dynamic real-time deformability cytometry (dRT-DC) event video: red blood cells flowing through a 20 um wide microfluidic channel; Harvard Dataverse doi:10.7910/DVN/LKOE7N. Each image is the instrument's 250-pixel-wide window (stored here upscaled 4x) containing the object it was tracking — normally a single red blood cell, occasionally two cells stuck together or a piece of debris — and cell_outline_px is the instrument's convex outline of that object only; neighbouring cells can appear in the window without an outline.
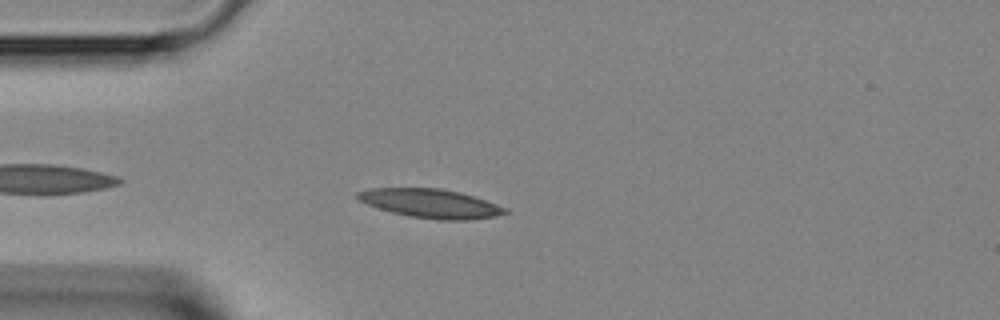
{"species": "Egyptian fruit bat (a non-hibernating species)", "species_latin": "Rousettus aegyptiacus", "temperature_condition": "room temperature", "stored_images_in_passage": 28, "camera_frame_rate_fps": 3000, "um_per_image_px": 0.085, "animal": {"sex": "female"}, "frame": {"image": 1, "passage_image": 4, "time_ms": 1.0, "image_size_px": [1000, 320], "cell_outline_px": [[508, 212], [492, 216], [464, 220], [440, 220], [408, 216], [392, 212], [368, 204], [360, 200], [356, 196], [356, 192], [372, 188], [440, 188], [460, 192], [508, 208]], "centroid_in_image_um": [36.59, 17.29], "position_along_channel_um": 48.4, "area_um2": 24.45}}
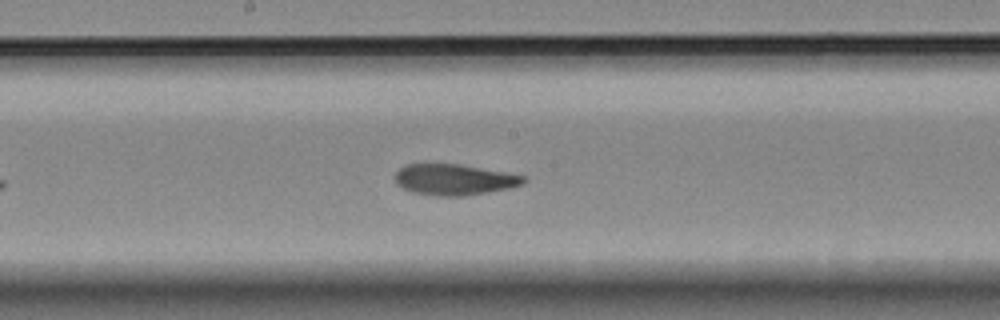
{"frame": {"image": 2, "passage_image": 15, "time_ms": 4.667, "image_size_px": [1000, 320], "cell_outline_px": [[528, 180], [524, 184], [512, 188], [464, 196], [436, 196], [412, 192], [396, 184], [396, 172], [400, 168], [408, 164], [460, 164], [504, 172], [524, 176]], "centroid_in_image_um": [38.64, 15.27], "position_along_channel_um": 209.6, "area_um2": 23.18}}
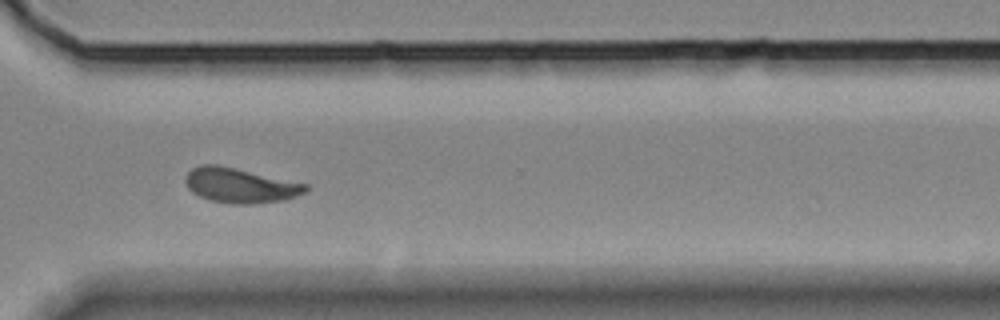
{"frame": {"image": 3, "passage_image": 24, "time_ms": 7.667, "image_size_px": [1000, 320], "cell_outline_px": [[308, 192], [284, 200], [256, 204], [232, 204], [208, 200], [192, 192], [188, 188], [184, 180], [184, 176], [192, 168], [200, 164], [216, 164], [236, 168], [308, 184]], "centroid_in_image_um": [20.41, 15.76], "position_along_channel_um": 350.2, "area_um2": 24.68}}